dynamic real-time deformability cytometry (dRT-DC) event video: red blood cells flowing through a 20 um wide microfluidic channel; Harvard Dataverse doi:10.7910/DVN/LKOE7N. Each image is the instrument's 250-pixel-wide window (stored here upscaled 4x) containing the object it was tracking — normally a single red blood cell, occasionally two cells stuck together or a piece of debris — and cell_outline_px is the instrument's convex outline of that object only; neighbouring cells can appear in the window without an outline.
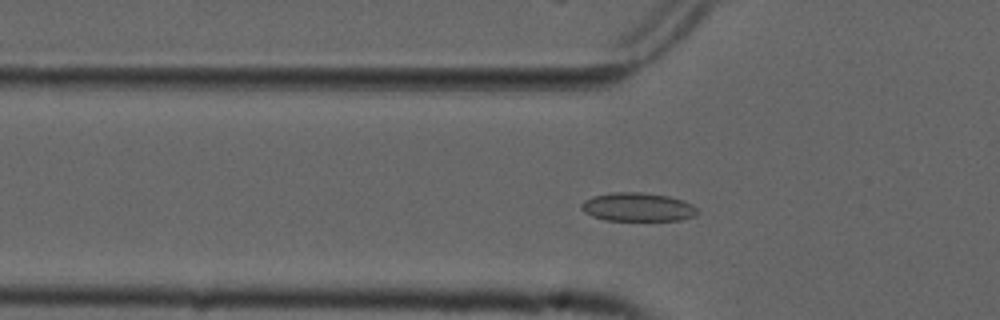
{"species": "common noctule bat (a hibernating species)", "species_latin": "Nyctalus noctula", "temperature_condition": "cold", "stored_images_in_passage": 51, "camera_frame_rate_fps": 3000, "um_per_image_px": 0.085, "animal": {"sex": "male", "forearm_length_mm": 52.5}, "frame": {"image": 1, "passage_image": 14, "time_ms": 4.333, "image_size_px": [1000, 320], "cell_outline_px": [[700, 212], [696, 216], [680, 220], [604, 220], [592, 216], [584, 212], [580, 208], [580, 204], [584, 200], [592, 196], [612, 192], [640, 192], [668, 196], [684, 200], [692, 204]], "centroid_in_image_um": [54.2, 17.6], "position_along_channel_um": 71.6, "area_um2": 19.54}}
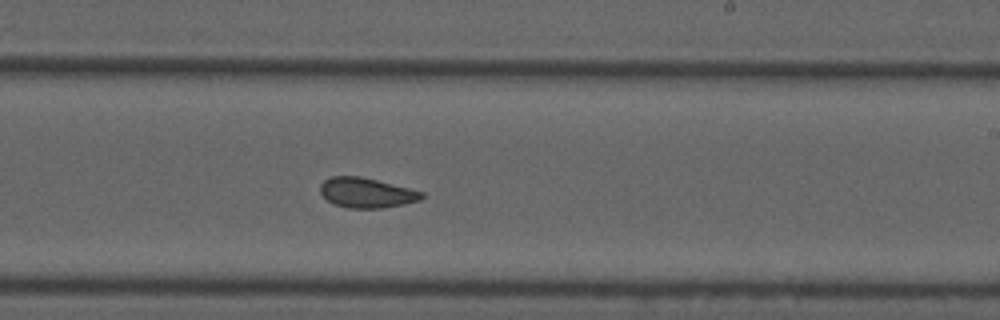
{"frame": {"image": 2, "passage_image": 29, "time_ms": 9.333, "image_size_px": [1000, 320], "cell_outline_px": [[424, 196], [420, 200], [404, 204], [384, 208], [348, 208], [336, 204], [328, 200], [320, 192], [320, 184], [324, 180], [332, 176], [360, 176], [424, 192]], "centroid_in_image_um": [31.15, 16.38], "position_along_channel_um": 257.8, "area_um2": 17.57}}
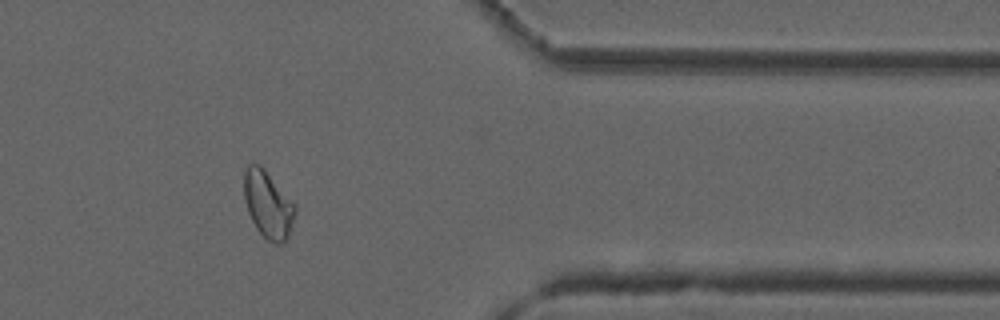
{"frame": {"image": 3, "passage_image": 41, "time_ms": 13.333, "image_size_px": [1000, 320], "cell_outline_px": [[296, 212], [288, 236], [280, 244], [276, 244], [268, 240], [256, 228], [248, 212], [244, 200], [244, 172], [248, 164], [260, 164], [296, 204]], "centroid_in_image_um": [22.78, 17.36], "position_along_channel_um": 388.6, "area_um2": 19.88}, "authors_computed_cell_mechanics": {"area_um2": 19.3052, "velocity_mm_per_s": 3.7335, "shape_relaxation_time_tau1_ms": null, "shape_relaxation_time_tau2_ms": 2.2434, "deformation_change_tau1": null, "deformation_change_tau2": 0.0536}}